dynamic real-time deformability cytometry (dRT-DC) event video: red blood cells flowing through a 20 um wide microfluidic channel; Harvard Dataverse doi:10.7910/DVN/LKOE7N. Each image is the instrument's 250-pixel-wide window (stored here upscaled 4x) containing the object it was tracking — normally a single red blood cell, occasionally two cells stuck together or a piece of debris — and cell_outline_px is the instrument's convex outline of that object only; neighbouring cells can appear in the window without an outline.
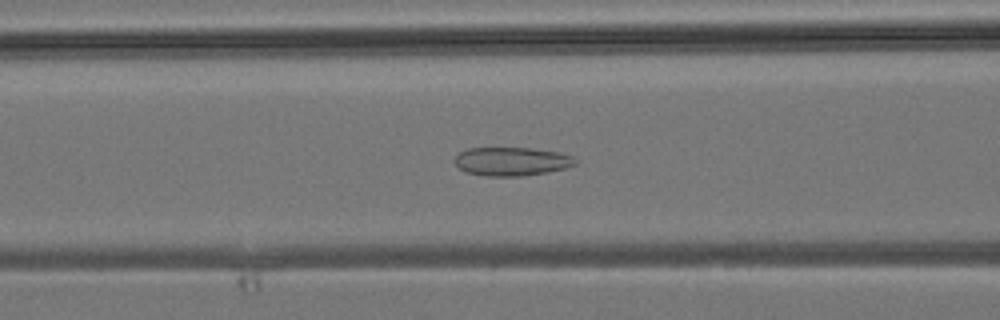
{"species": "common noctule bat (a hibernating species)", "species_latin": "Nyctalus noctula", "temperature_condition": "room temperature", "stored_images_in_passage": 42, "camera_frame_rate_fps": 3000, "um_per_image_px": 0.085, "animal": {"sex": "male", "body_mass_g": 19.2, "forearm_length_mm": 51.8}, "frame": {"image": 1, "passage_image": 16, "time_ms": 5.0, "image_size_px": [1000, 320], "cell_outline_px": [[580, 160], [576, 164], [564, 168], [548, 172], [524, 176], [484, 176], [464, 172], [456, 164], [456, 156], [460, 152], [468, 148], [532, 148], [556, 152], [572, 156]], "centroid_in_image_um": [43.51, 13.73], "position_along_channel_um": 123.1, "area_um2": 20.11}}
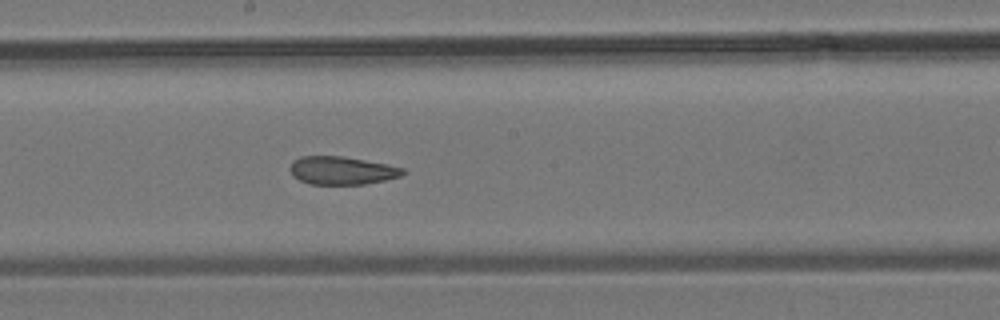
{"frame": {"image": 2, "passage_image": 22, "time_ms": 7.0, "image_size_px": [1000, 320], "cell_outline_px": [[404, 172], [400, 176], [384, 180], [364, 184], [308, 184], [292, 176], [288, 168], [292, 160], [300, 156], [344, 156], [388, 164], [404, 168]], "centroid_in_image_um": [29.0, 14.48], "position_along_channel_um": 219.2, "area_um2": 18.61}}
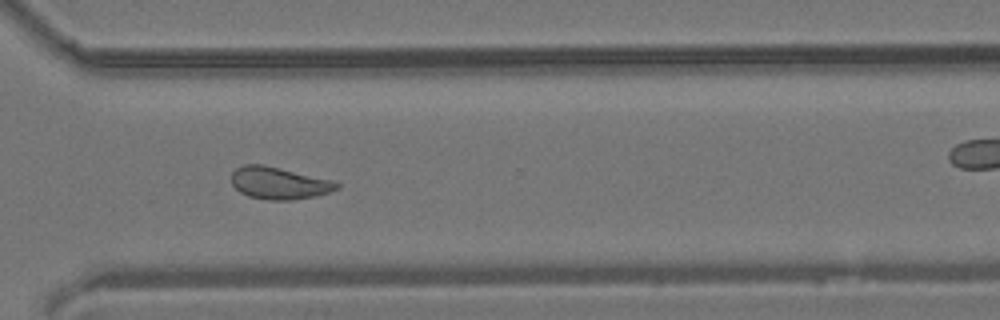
{"frame": {"image": 3, "passage_image": 30, "time_ms": 9.667, "image_size_px": [1000, 320], "cell_outline_px": [[340, 188], [316, 196], [292, 200], [268, 200], [248, 196], [240, 192], [232, 184], [232, 172], [236, 168], [244, 164], [264, 164], [332, 180], [340, 184]], "centroid_in_image_um": [23.71, 15.56], "position_along_channel_um": 346.9, "area_um2": 19.77}}